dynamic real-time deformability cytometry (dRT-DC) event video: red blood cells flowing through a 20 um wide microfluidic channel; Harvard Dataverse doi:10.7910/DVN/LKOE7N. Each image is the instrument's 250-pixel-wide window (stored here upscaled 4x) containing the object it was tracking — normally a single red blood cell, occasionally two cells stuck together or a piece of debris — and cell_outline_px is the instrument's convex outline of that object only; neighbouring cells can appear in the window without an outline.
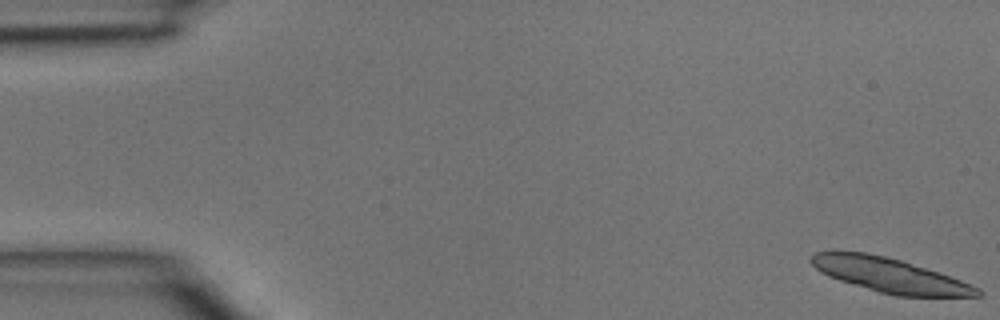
{"species": "common noctule bat (a hibernating species)", "species_latin": "Nyctalus noctula", "temperature_condition": "room temperature", "stored_images_in_passage": 29, "camera_frame_rate_fps": 3000, "um_per_image_px": 0.085, "animal": {"sex": "male", "body_mass_g": 15.6}, "frame": {"image": 1, "passage_image": 1, "time_ms": 0.0, "image_size_px": [1000, 320], "cell_outline_px": [[984, 292], [980, 296], [896, 296], [880, 292], [840, 280], [828, 276], [820, 272], [808, 260], [808, 256], [816, 252], [868, 252], [900, 260], [940, 272], [980, 288]], "centroid_in_image_um": [75.63, 23.39], "position_along_channel_um": 9.4, "area_um2": 33.06}}
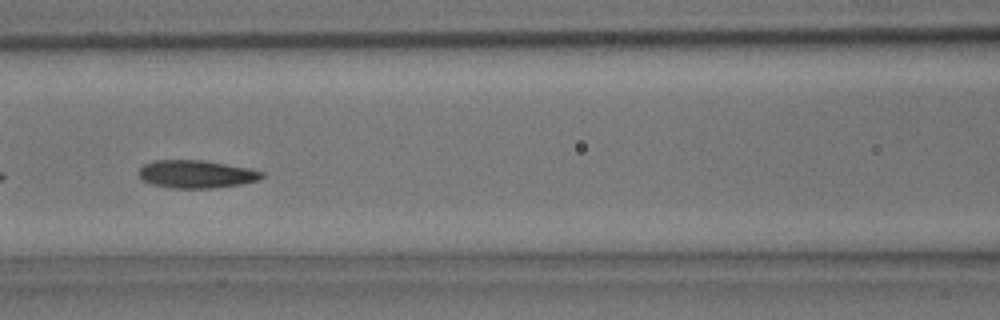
{"frame": {"image": 2, "passage_image": 20, "time_ms": 6.333, "image_size_px": [1000, 320], "cell_outline_px": [[264, 176], [256, 180], [240, 184], [212, 188], [172, 188], [152, 184], [144, 180], [136, 172], [144, 164], [156, 160], [200, 160], [248, 168], [264, 172]], "centroid_in_image_um": [16.65, 14.8], "position_along_channel_um": 150.0, "area_um2": 19.71}}